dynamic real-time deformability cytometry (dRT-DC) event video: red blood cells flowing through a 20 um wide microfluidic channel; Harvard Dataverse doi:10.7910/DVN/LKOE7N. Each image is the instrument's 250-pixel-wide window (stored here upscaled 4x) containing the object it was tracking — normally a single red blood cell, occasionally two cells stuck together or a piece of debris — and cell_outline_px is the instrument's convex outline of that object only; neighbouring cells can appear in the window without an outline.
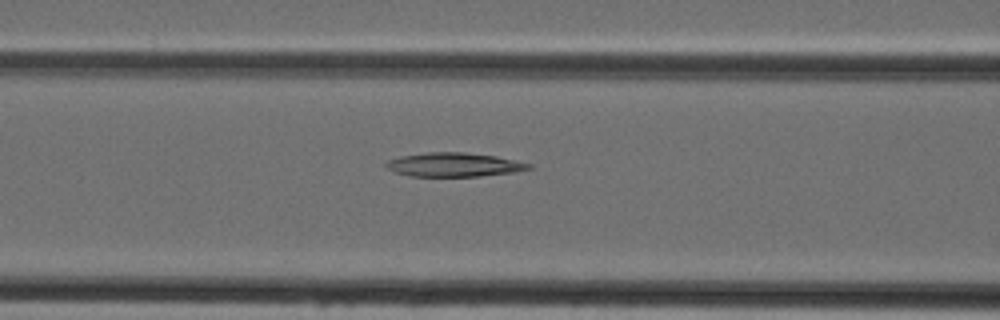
{"species": "Egyptian fruit bat (a non-hibernating species)", "species_latin": "Rousettus aegyptiacus", "temperature_condition": "cold", "stored_images_in_passage": 47, "camera_frame_rate_fps": 3000, "um_per_image_px": 0.085, "animal": {"sex": "female"}, "frame": {"image": 1, "passage_image": 19, "time_ms": 6.0, "image_size_px": [1000, 320], "cell_outline_px": [[532, 168], [516, 172], [480, 176], [408, 176], [396, 172], [388, 168], [384, 164], [388, 160], [400, 156], [428, 152], [464, 152], [496, 156], [532, 164]], "centroid_in_image_um": [38.6, 14.0], "position_along_channel_um": 128.0, "area_um2": 19.88}}
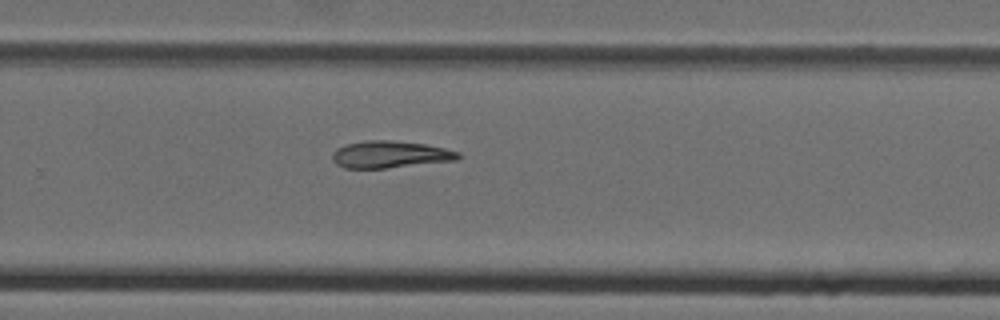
{"frame": {"image": 2, "passage_image": 31, "time_ms": 10.0, "image_size_px": [1000, 320], "cell_outline_px": [[460, 156], [456, 160], [384, 168], [344, 168], [336, 164], [332, 160], [332, 152], [336, 148], [348, 144], [368, 140], [388, 140], [424, 144], [444, 148], [460, 152]], "centroid_in_image_um": [33.12, 13.13], "position_along_channel_um": 296.7, "area_um2": 19.59}}
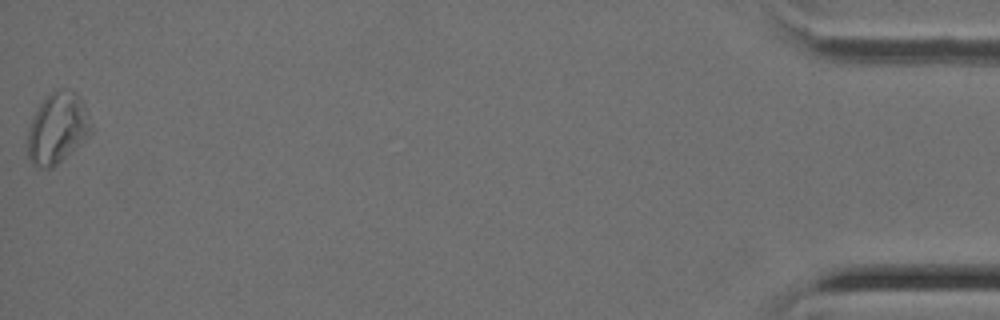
{"frame": {"image": 3, "passage_image": 47, "time_ms": 15.333, "image_size_px": [1000, 320], "cell_outline_px": [[96, 128], [80, 144], [52, 168], [40, 168], [32, 164], [28, 156], [28, 132], [32, 116], [44, 96], [56, 88], [68, 88], [76, 92], [80, 96]], "centroid_in_image_um": [4.91, 10.84], "position_along_channel_um": 430.3, "area_um2": 26.82}}